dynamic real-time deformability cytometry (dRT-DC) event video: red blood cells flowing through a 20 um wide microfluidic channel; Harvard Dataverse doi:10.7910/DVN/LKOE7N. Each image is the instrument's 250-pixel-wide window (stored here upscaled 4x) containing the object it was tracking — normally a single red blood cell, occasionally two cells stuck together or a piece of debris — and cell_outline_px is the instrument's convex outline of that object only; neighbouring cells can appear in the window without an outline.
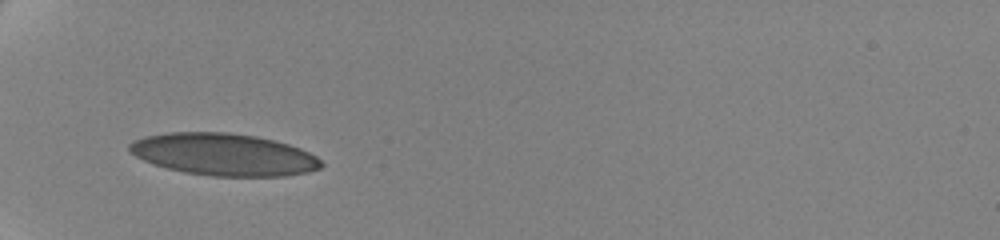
{"species": "human", "species_latin": "Homo sapiens", "temperature_condition": "cold", "stored_images_in_passage": 14, "camera_frame_rate_fps": 3000, "um_per_image_px": 0.085, "donor": {"sex": "female"}, "frame": {"image": 1, "passage_image": 7, "time_ms": 4.333, "image_size_px": [1000, 240], "cell_outline_px": [[324, 164], [320, 168], [308, 172], [284, 176], [212, 176], [184, 172], [152, 164], [136, 156], [128, 148], [128, 144], [144, 136], [172, 132], [228, 132], [256, 136], [288, 144], [300, 148], [316, 156]], "centroid_in_image_um": [19.03, 13.13], "position_along_channel_um": 66.0, "area_um2": 46.93}}
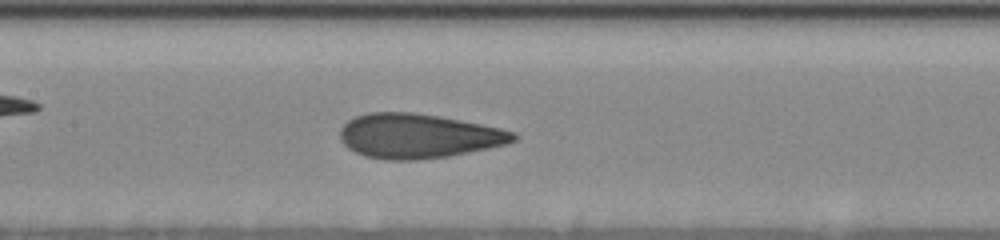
{"frame": {"image": 2, "passage_image": 12, "time_ms": 7.667, "image_size_px": [1000, 240], "cell_outline_px": [[516, 140], [508, 144], [448, 156], [416, 160], [384, 160], [364, 156], [348, 148], [340, 140], [340, 128], [348, 120], [356, 116], [368, 112], [412, 112], [440, 116], [500, 128], [516, 132]], "centroid_in_image_um": [35.53, 11.56], "position_along_channel_um": 171.9, "area_um2": 45.03}}
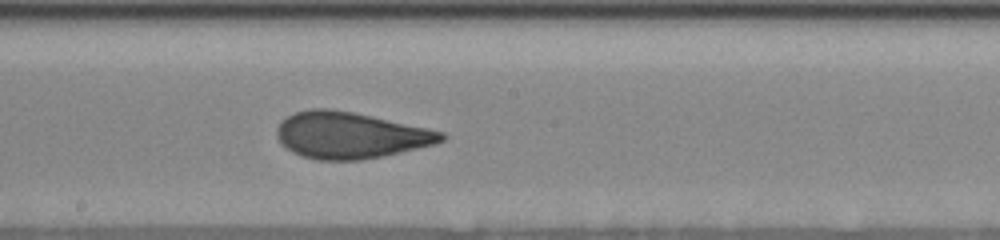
{"frame": {"image": 3, "passage_image": 14, "time_ms": 9.0, "image_size_px": [1000, 240], "cell_outline_px": [[448, 136], [444, 140], [436, 144], [380, 156], [360, 160], [316, 160], [292, 152], [276, 136], [276, 128], [280, 120], [296, 112], [312, 108], [332, 108], [372, 116], [428, 128], [444, 132]], "centroid_in_image_um": [29.77, 11.48], "position_along_channel_um": 218.4, "area_um2": 44.33}}